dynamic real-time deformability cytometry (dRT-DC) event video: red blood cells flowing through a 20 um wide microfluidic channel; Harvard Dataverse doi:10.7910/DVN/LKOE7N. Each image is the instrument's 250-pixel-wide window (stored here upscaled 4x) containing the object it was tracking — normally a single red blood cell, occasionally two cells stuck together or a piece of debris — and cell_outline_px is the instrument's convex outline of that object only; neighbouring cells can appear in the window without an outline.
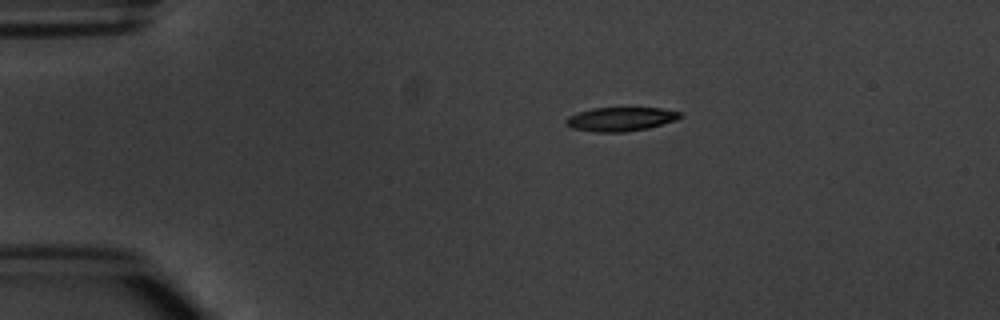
{"species": "common noctule bat (a hibernating species)", "species_latin": "Nyctalus noctula", "temperature_condition": "warm", "stored_images_in_passage": 4, "camera_frame_rate_fps": 3000, "um_per_image_px": 0.085, "animal": {"sex": "male", "body_mass_g": 20.1, "forearm_length_mm": 53.5}, "frame": {"image": 1, "passage_image": 4, "time_ms": 3.667, "image_size_px": [1000, 320], "cell_outline_px": [[684, 116], [676, 120], [648, 128], [624, 132], [596, 132], [572, 128], [564, 124], [564, 120], [568, 116], [576, 112], [592, 108], [660, 108], [680, 112]], "centroid_in_image_um": [52.72, 10.12], "position_along_channel_um": 32.3, "area_um2": 16.01}}